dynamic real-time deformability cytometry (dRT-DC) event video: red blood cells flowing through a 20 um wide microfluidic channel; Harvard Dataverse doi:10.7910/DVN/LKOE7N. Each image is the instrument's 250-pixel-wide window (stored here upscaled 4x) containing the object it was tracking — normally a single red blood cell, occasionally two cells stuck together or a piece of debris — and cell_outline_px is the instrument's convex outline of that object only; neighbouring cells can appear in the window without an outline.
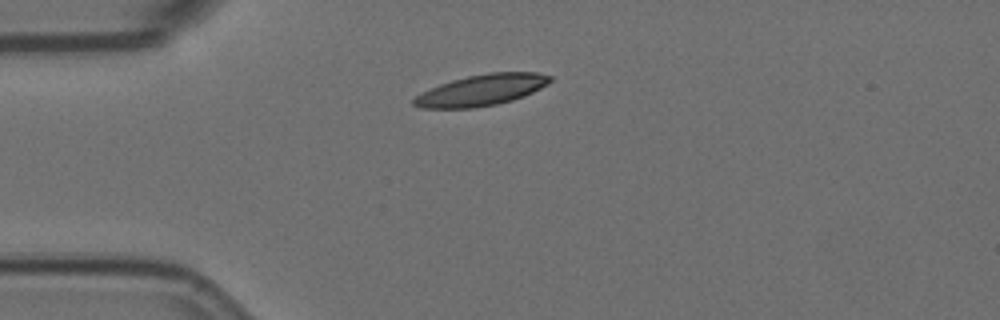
{"species": "Egyptian fruit bat (a non-hibernating species)", "species_latin": "Rousettus aegyptiacus", "temperature_condition": "room temperature", "stored_images_in_passage": 1, "camera_frame_rate_fps": 3000, "um_per_image_px": 0.085, "animal": {"sex": "female"}, "frame": {"image": 1, "passage_image": 1, "time_ms": 0.0, "image_size_px": [1000, 320], "cell_outline_px": [[552, 80], [548, 84], [524, 96], [512, 100], [496, 104], [472, 108], [420, 108], [412, 104], [412, 100], [420, 92], [440, 84], [452, 80], [468, 76], [488, 72], [540, 72], [552, 76]], "centroid_in_image_um": [40.92, 7.65], "position_along_channel_um": 44.1, "area_um2": 24.8}}